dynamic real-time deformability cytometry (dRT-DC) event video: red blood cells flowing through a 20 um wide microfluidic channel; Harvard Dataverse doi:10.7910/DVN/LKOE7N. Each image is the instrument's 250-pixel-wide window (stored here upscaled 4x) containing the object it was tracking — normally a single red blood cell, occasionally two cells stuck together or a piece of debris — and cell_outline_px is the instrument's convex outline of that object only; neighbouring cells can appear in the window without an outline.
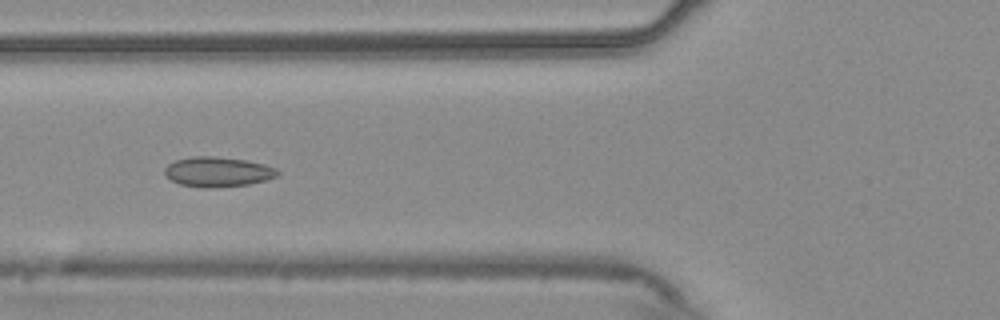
{"species": "common noctule bat (a hibernating species)", "species_latin": "Nyctalus noctula", "temperature_condition": "warm", "stored_images_in_passage": 54, "camera_frame_rate_fps": 3000, "um_per_image_px": 0.085, "animal": {"sex": "male", "body_mass_g": 20.4}, "frame": {"image": 1, "passage_image": 20, "time_ms": 6.333, "image_size_px": [1000, 320], "cell_outline_px": [[280, 172], [276, 176], [264, 180], [248, 184], [212, 188], [200, 188], [180, 184], [172, 180], [164, 172], [164, 168], [168, 164], [176, 160], [192, 156], [216, 156], [248, 160], [264, 164], [276, 168]], "centroid_in_image_um": [18.5, 14.6], "position_along_channel_um": 107.3, "area_um2": 19.71}}
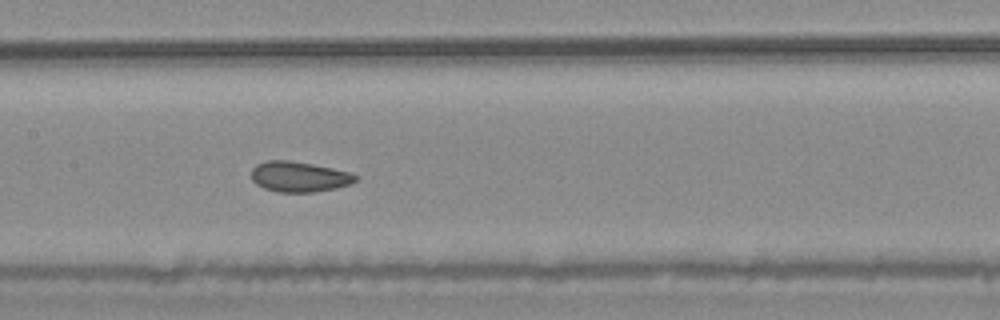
{"frame": {"image": 2, "passage_image": 26, "time_ms": 8.333, "image_size_px": [1000, 320], "cell_outline_px": [[356, 180], [348, 184], [336, 188], [316, 192], [280, 192], [264, 188], [256, 184], [252, 180], [252, 168], [256, 164], [268, 160], [288, 160], [312, 164], [332, 168], [348, 172], [356, 176]], "centroid_in_image_um": [25.38, 15.02], "position_along_channel_um": 182.0, "area_um2": 18.26}}
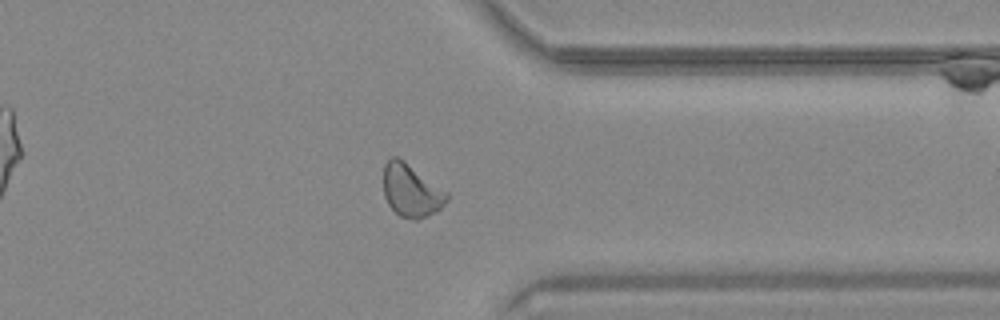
{"frame": {"image": 3, "passage_image": 42, "time_ms": 13.667, "image_size_px": [1000, 320], "cell_outline_px": [[448, 200], [436, 212], [428, 216], [416, 220], [412, 220], [400, 216], [388, 204], [384, 196], [384, 164], [392, 156], [396, 156], [404, 160], [448, 192]], "centroid_in_image_um": [34.96, 16.2], "position_along_channel_um": 376.4, "area_um2": 19.54}, "authors_computed_cell_mechanics": {"area_um2": 19.5364, "velocity_mm_per_s": 3.7213, "shape_relaxation_time_tau1_ms": 7.9797, "shape_relaxation_time_tau2_ms": 2.0194, "deformation_change_tau1": 0.1251, "deformation_change_tau2": 0.0554}}